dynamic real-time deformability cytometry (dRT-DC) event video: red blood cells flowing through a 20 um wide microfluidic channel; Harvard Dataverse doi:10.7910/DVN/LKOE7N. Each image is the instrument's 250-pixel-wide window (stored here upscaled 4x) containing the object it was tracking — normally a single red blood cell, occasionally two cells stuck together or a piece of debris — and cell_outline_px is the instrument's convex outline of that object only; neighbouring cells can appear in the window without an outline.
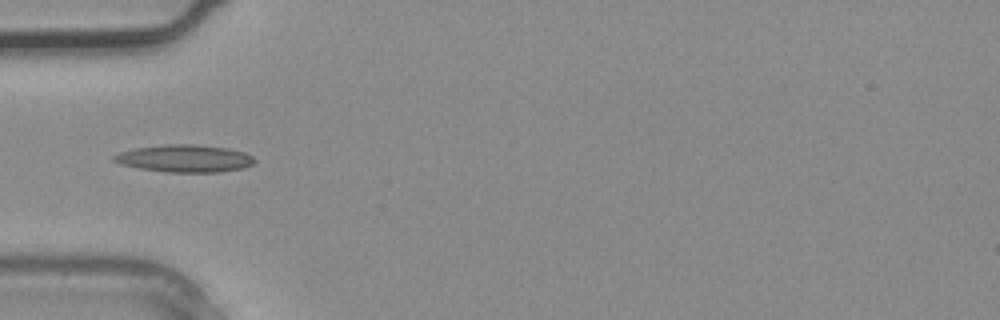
{"species": "common noctule bat (a hibernating species)", "species_latin": "Nyctalus noctula", "temperature_condition": "warm", "stored_images_in_passage": 1, "camera_frame_rate_fps": 3000, "um_per_image_px": 0.085, "animal": {"sex": "male", "body_mass_g": 20.4}, "frame": {"image": 1, "passage_image": 1, "time_ms": 0.0, "image_size_px": [1000, 320], "cell_outline_px": [[256, 160], [252, 164], [244, 168], [216, 172], [168, 172], [140, 168], [120, 164], [112, 160], [112, 156], [120, 152], [136, 148], [164, 144], [196, 144], [228, 148], [244, 152], [252, 156]], "centroid_in_image_um": [15.7, 13.46], "position_along_channel_um": 69.3, "area_um2": 22.43}}